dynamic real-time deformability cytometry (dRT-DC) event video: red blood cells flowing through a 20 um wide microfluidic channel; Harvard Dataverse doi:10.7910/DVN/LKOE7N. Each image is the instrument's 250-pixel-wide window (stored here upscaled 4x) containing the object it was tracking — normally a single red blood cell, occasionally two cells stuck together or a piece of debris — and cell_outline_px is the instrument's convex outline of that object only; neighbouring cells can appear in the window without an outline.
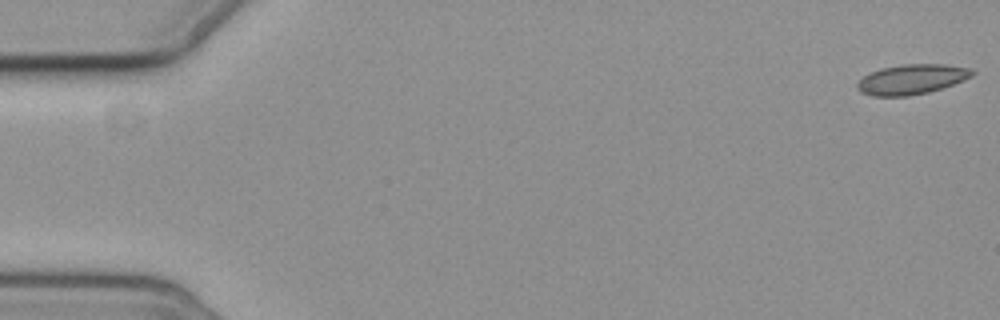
{"species": "common noctule bat (a hibernating species)", "species_latin": "Nyctalus noctula", "temperature_condition": "cold", "stored_images_in_passage": 5, "camera_frame_rate_fps": 3000, "um_per_image_px": 0.085, "animal": {"sex": "female", "body_mass_g": 19.3, "forearm_length_mm": 54.1}, "frame": {"image": 1, "passage_image": 1, "time_ms": 0.0, "image_size_px": [1000, 320], "cell_outline_px": [[976, 72], [972, 76], [964, 80], [928, 92], [908, 96], [872, 96], [860, 92], [856, 88], [856, 84], [864, 76], [880, 68], [900, 64], [944, 64], [972, 68]], "centroid_in_image_um": [77.49, 6.73], "position_along_channel_um": 7.5, "area_um2": 20.11}}
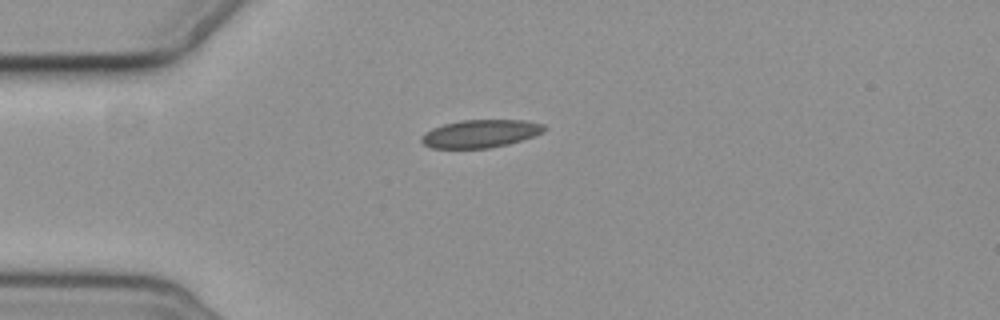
{"frame": {"image": 2, "passage_image": 5, "time_ms": 4.667, "image_size_px": [1000, 320], "cell_outline_px": [[548, 128], [544, 132], [536, 136], [508, 144], [488, 148], [432, 148], [424, 144], [420, 140], [420, 136], [424, 132], [432, 128], [444, 124], [460, 120], [524, 120], [544, 124]], "centroid_in_image_um": [40.86, 11.35], "position_along_channel_um": 44.1, "area_um2": 20.17}}